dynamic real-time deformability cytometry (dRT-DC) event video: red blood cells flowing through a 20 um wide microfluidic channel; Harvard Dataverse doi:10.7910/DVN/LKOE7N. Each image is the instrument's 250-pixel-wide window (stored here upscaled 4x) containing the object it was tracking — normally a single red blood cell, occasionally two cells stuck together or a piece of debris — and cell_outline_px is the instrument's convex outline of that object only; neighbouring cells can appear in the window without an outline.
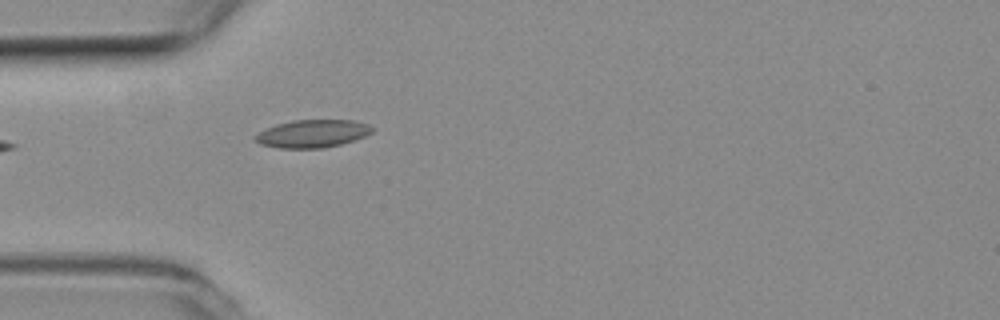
{"species": "common noctule bat (a hibernating species)", "species_latin": "Nyctalus noctula", "temperature_condition": "room temperature", "stored_images_in_passage": 3, "camera_frame_rate_fps": 3000, "um_per_image_px": 0.085, "animal": {"sex": "female", "body_mass_g": 19.3, "forearm_length_mm": 54.1}, "frame": {"image": 1, "passage_image": 3, "time_ms": 0.667, "image_size_px": [1000, 320], "cell_outline_px": [[372, 132], [364, 136], [340, 144], [324, 148], [280, 148], [260, 144], [252, 136], [276, 124], [292, 120], [352, 120], [368, 124], [372, 128]], "centroid_in_image_um": [26.53, 11.35], "position_along_channel_um": 58.5, "area_um2": 18.73}}